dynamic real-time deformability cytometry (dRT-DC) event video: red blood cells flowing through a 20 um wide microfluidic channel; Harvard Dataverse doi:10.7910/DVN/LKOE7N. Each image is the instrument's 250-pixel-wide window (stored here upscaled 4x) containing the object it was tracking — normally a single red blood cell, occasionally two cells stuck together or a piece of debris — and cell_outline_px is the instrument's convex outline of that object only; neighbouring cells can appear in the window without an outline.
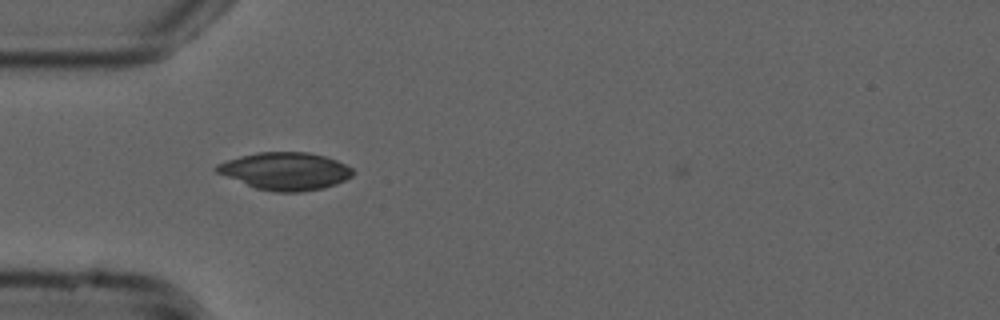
{"species": "common noctule bat (a hibernating species)", "species_latin": "Nyctalus noctula", "temperature_condition": "cold", "stored_images_in_passage": 39, "camera_frame_rate_fps": 3000, "um_per_image_px": 0.085, "animal": {"sex": "male", "forearm_length_mm": 52.5}, "frame": {"image": 1, "passage_image": 2, "time_ms": 0.333, "image_size_px": [1000, 320], "cell_outline_px": [[356, 172], [352, 176], [336, 184], [324, 188], [300, 192], [276, 192], [256, 188], [216, 172], [212, 168], [216, 164], [240, 156], [256, 152], [308, 152], [324, 156], [336, 160], [352, 168]], "centroid_in_image_um": [24.26, 14.54], "position_along_channel_um": 60.7, "area_um2": 29.77}}
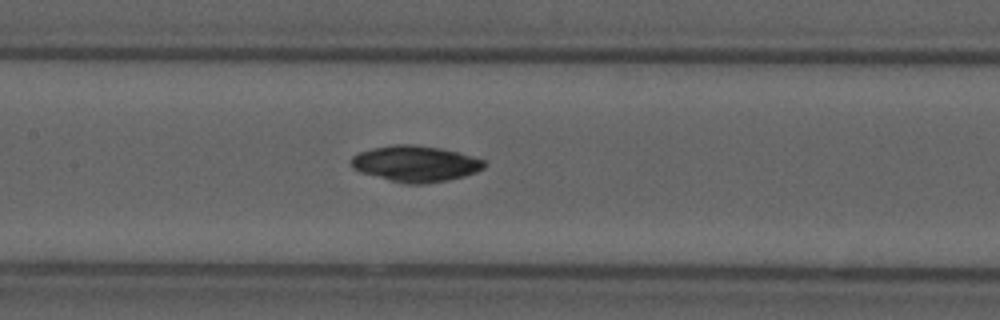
{"frame": {"image": 2, "passage_image": 11, "time_ms": 3.333, "image_size_px": [1000, 320], "cell_outline_px": [[488, 164], [484, 168], [476, 172], [464, 176], [448, 180], [424, 184], [404, 184], [360, 172], [352, 168], [352, 156], [360, 152], [372, 148], [396, 144], [412, 144], [440, 148], [472, 156], [484, 160]], "centroid_in_image_um": [35.33, 13.92], "position_along_channel_um": 172.1, "area_um2": 27.92}}
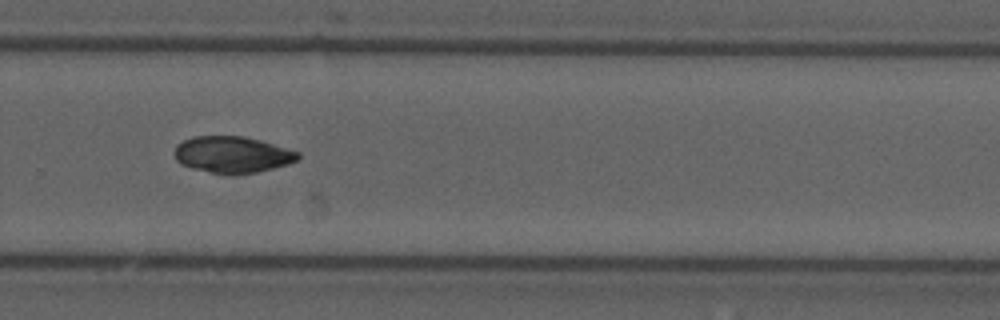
{"frame": {"image": 3, "passage_image": 22, "time_ms": 7.0, "image_size_px": [1000, 320], "cell_outline_px": [[300, 156], [296, 160], [288, 164], [256, 172], [212, 172], [192, 168], [180, 164], [176, 160], [176, 144], [192, 136], [244, 136], [260, 140], [300, 152]], "centroid_in_image_um": [19.74, 13.1], "position_along_channel_um": 310.1, "area_um2": 25.66}}